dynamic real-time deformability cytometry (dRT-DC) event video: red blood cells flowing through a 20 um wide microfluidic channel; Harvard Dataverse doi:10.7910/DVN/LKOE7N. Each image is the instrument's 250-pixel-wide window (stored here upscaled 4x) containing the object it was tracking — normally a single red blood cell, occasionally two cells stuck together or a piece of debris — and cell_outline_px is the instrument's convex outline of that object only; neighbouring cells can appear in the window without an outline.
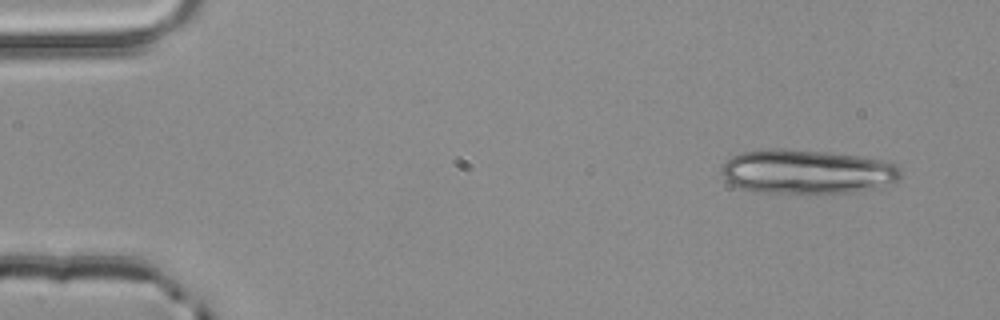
{"species": "common noctule bat (a hibernating species)", "species_latin": "Nyctalus noctula", "temperature_condition": "room temperature", "stored_images_in_passage": 3, "camera_frame_rate_fps": 3000, "um_per_image_px": 0.085, "animal": {"sex": "male", "body_mass_g": 20.4}, "frame": {"image": 1, "passage_image": 1, "time_ms": 0.0, "image_size_px": [1000, 320], "cell_outline_px": [[900, 176], [896, 180], [876, 188], [852, 192], [760, 192], [736, 188], [720, 172], [720, 168], [732, 156], [740, 152], [760, 148], [780, 148], [824, 152], [860, 156], [884, 160], [896, 164], [900, 168]], "centroid_in_image_um": [68.55, 14.57], "position_along_channel_um": 16.5, "area_um2": 46.07}}